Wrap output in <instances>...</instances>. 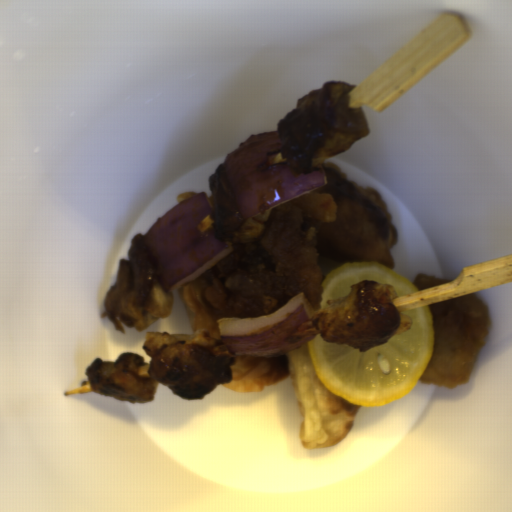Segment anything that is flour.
I'll use <instances>...</instances> for the list:
<instances>
[{
    "label": "flour",
    "mask_w": 512,
    "mask_h": 512,
    "mask_svg": "<svg viewBox=\"0 0 512 512\" xmlns=\"http://www.w3.org/2000/svg\"><path fill=\"white\" fill-rule=\"evenodd\" d=\"M205 285L199 276L177 288L180 304L194 334L202 331L220 341L218 320L222 317L208 301Z\"/></svg>",
    "instance_id": "3"
},
{
    "label": "flour",
    "mask_w": 512,
    "mask_h": 512,
    "mask_svg": "<svg viewBox=\"0 0 512 512\" xmlns=\"http://www.w3.org/2000/svg\"><path fill=\"white\" fill-rule=\"evenodd\" d=\"M230 355L232 380L219 385L234 391L261 392L289 376L302 419V449L320 451L344 440L362 405L338 397L323 384L312 364L308 343L275 357Z\"/></svg>",
    "instance_id": "1"
},
{
    "label": "flour",
    "mask_w": 512,
    "mask_h": 512,
    "mask_svg": "<svg viewBox=\"0 0 512 512\" xmlns=\"http://www.w3.org/2000/svg\"><path fill=\"white\" fill-rule=\"evenodd\" d=\"M196 192H189V191H182L178 194L177 200H176V206L181 203L182 201L188 199L189 197L195 195Z\"/></svg>",
    "instance_id": "4"
},
{
    "label": "flour",
    "mask_w": 512,
    "mask_h": 512,
    "mask_svg": "<svg viewBox=\"0 0 512 512\" xmlns=\"http://www.w3.org/2000/svg\"><path fill=\"white\" fill-rule=\"evenodd\" d=\"M327 182L310 192H328L337 217L323 223L314 239L316 258L338 264L379 263L395 271L392 248L399 236L383 196L376 188L356 184L344 169L322 162Z\"/></svg>",
    "instance_id": "2"
}]
</instances>
